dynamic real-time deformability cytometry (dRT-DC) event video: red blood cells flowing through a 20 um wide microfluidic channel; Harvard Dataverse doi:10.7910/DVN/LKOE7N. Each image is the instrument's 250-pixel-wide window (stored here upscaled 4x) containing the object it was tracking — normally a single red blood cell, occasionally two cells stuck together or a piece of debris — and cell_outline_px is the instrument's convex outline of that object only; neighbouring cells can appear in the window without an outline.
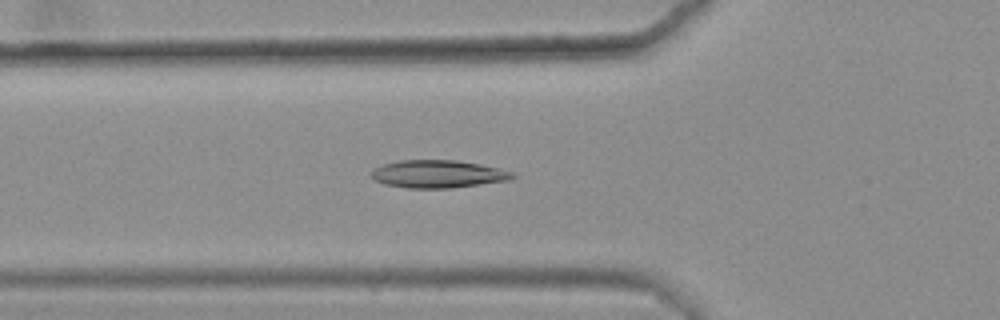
{"species": "common noctule bat (a hibernating species)", "species_latin": "Nyctalus noctula", "temperature_condition": "warm", "stored_images_in_passage": 42, "camera_frame_rate_fps": 3000, "um_per_image_px": 0.085, "animal": {"sex": "female", "body_mass_g": 25.1}, "frame": {"image": 1, "passage_image": 14, "time_ms": 4.333, "image_size_px": [1000, 320], "cell_outline_px": [[516, 176], [512, 180], [452, 188], [408, 188], [384, 184], [376, 180], [372, 176], [372, 172], [376, 168], [384, 164], [400, 160], [456, 160], [480, 164], [512, 172]], "centroid_in_image_um": [37.26, 14.8], "position_along_channel_um": 88.5, "area_um2": 22.66}}
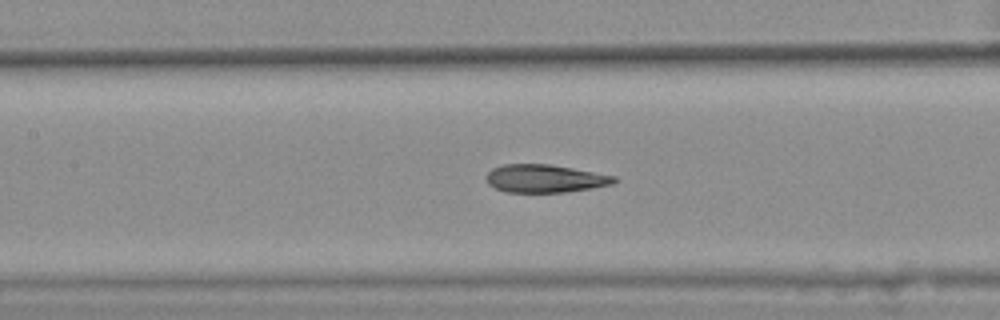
{"frame": {"image": 2, "passage_image": 20, "time_ms": 6.333, "image_size_px": [1000, 320], "cell_outline_px": [[620, 180], [612, 184], [592, 188], [564, 192], [504, 192], [488, 184], [484, 180], [484, 176], [492, 168], [504, 164], [548, 164], [572, 168], [616, 176]], "centroid_in_image_um": [46.29, 15.17], "position_along_channel_um": 161.1, "area_um2": 20.98}}
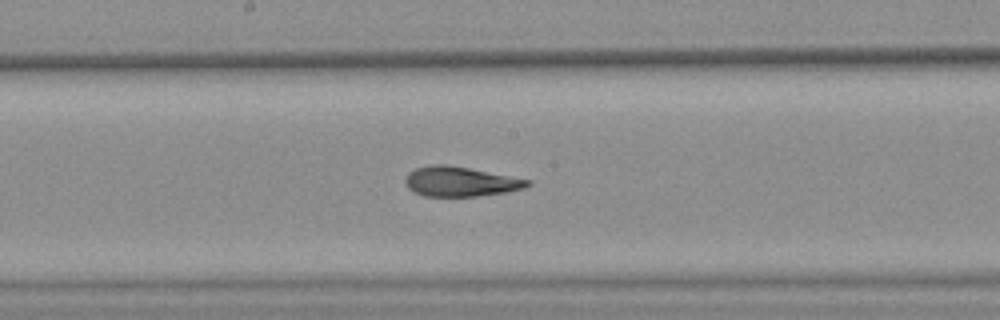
{"frame": {"image": 3, "passage_image": 24, "time_ms": 7.667, "image_size_px": [1000, 320], "cell_outline_px": [[532, 184], [524, 188], [504, 192], [476, 196], [424, 196], [412, 192], [408, 188], [404, 180], [408, 172], [416, 168], [432, 164], [444, 164], [468, 168], [532, 180]], "centroid_in_image_um": [39.1, 15.43], "position_along_channel_um": 209.1, "area_um2": 21.15}, "authors_computed_cell_mechanics": {"area_um2": 21.8195, "velocity_mm_per_s": 3.6084, "shape_relaxation_time_tau1_ms": null, "shape_relaxation_time_tau2_ms": 2.2466, "deformation_change_tau1": null, "deformation_change_tau2": 0.0936}}